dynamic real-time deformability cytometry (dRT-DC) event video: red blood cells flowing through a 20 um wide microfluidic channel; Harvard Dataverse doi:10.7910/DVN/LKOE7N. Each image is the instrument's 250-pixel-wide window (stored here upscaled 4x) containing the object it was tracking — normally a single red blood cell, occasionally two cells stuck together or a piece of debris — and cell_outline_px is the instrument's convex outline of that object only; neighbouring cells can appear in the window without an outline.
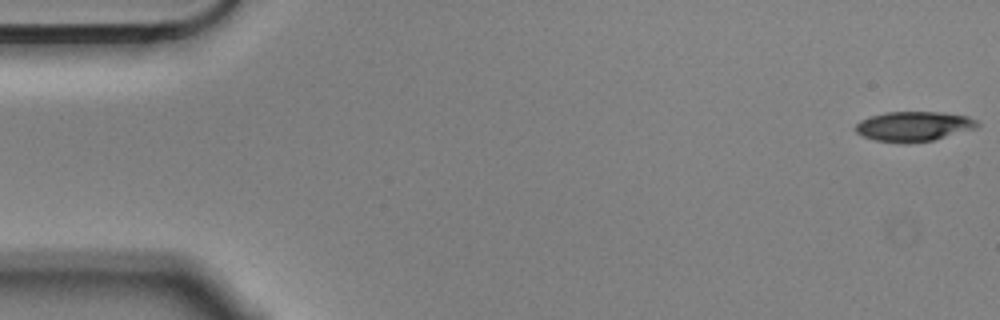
{"species": "Egyptian fruit bat (a non-hibernating species)", "species_latin": "Rousettus aegyptiacus", "temperature_condition": "cold", "stored_images_in_passage": 11, "camera_frame_rate_fps": 3000, "um_per_image_px": 0.085, "animal": {"sex": "male"}, "frame": {"image": 1, "passage_image": 1, "time_ms": 0.0, "image_size_px": [1000, 320], "cell_outline_px": [[980, 124], [976, 128], [932, 140], [876, 140], [864, 136], [856, 132], [856, 124], [860, 120], [868, 116], [884, 112], [940, 112], [968, 116], [976, 120]], "centroid_in_image_um": [77.68, 10.68], "position_along_channel_um": 7.3, "area_um2": 20.35}}
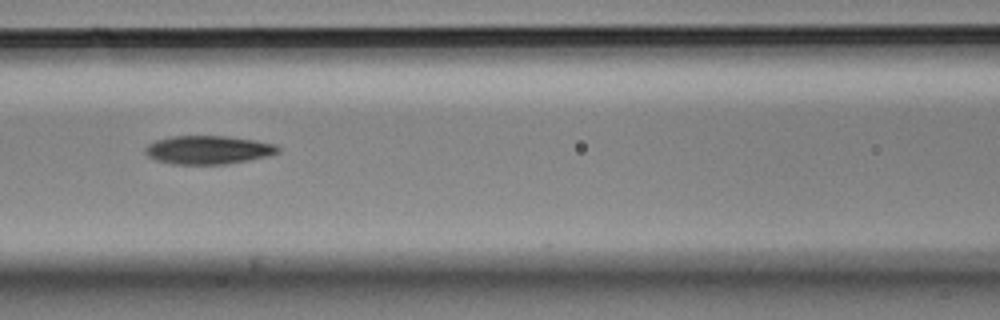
{"frame": {"image": 2, "passage_image": 7, "time_ms": 2.0, "image_size_px": [1000, 320], "cell_outline_px": [[280, 152], [268, 156], [228, 164], [172, 164], [156, 160], [148, 156], [144, 152], [144, 148], [148, 144], [156, 140], [172, 136], [224, 136], [252, 140], [276, 144], [280, 148]], "centroid_in_image_um": [17.68, 12.74], "position_along_channel_um": 148.9, "area_um2": 22.02}}
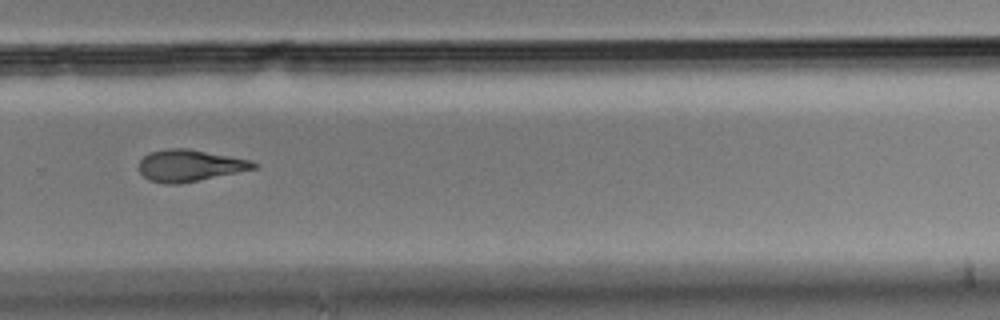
{"frame": {"image": 3, "passage_image": 11, "time_ms": 3.333, "image_size_px": [1000, 320], "cell_outline_px": [[260, 164], [256, 168], [180, 184], [164, 184], [148, 180], [140, 172], [140, 160], [144, 156], [152, 152], [168, 148], [188, 148], [252, 160]], "centroid_in_image_um": [16.14, 14.07], "position_along_channel_um": 313.7, "area_um2": 21.15}}